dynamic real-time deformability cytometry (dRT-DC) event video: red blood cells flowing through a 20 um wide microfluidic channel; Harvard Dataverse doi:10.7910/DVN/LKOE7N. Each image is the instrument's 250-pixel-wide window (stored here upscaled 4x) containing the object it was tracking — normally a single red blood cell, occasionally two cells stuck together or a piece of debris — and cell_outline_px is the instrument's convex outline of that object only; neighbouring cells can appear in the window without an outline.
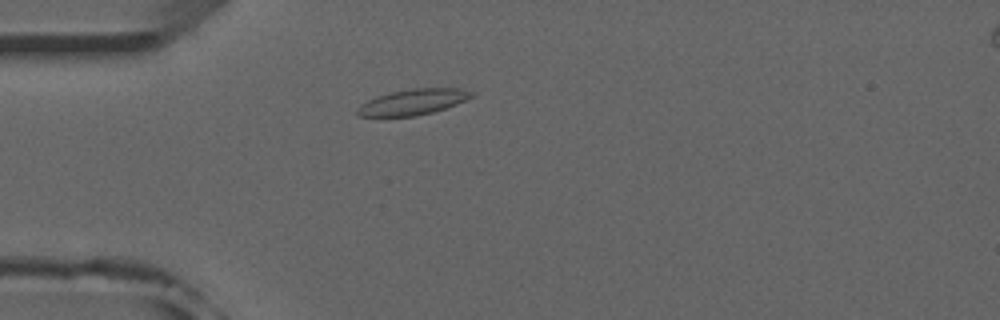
{"species": "common noctule bat (a hibernating species)", "species_latin": "Nyctalus noctula", "temperature_condition": "room temperature", "stored_images_in_passage": 49, "camera_frame_rate_fps": 3000, "um_per_image_px": 0.085, "animal": {"sex": "male", "forearm_length_mm": 52.5}, "frame": {"image": 1, "passage_image": 10, "time_ms": 3.0, "image_size_px": [1000, 320], "cell_outline_px": [[476, 96], [456, 104], [432, 112], [416, 116], [356, 116], [356, 108], [360, 104], [376, 96], [392, 92], [412, 88], [460, 88], [472, 92]], "centroid_in_image_um": [35.09, 8.66], "position_along_channel_um": 49.9, "area_um2": 17.11}}
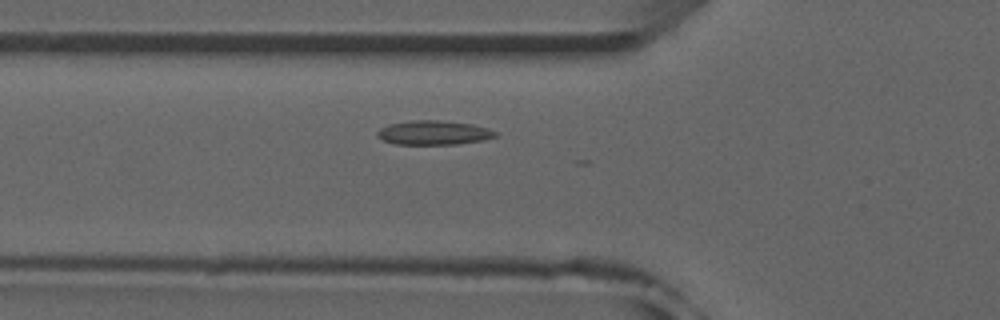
{"frame": {"image": 2, "passage_image": 14, "time_ms": 4.333, "image_size_px": [1000, 320], "cell_outline_px": [[496, 136], [484, 140], [456, 144], [396, 144], [384, 140], [376, 136], [376, 132], [380, 128], [388, 124], [412, 120], [440, 120], [472, 124], [496, 132]], "centroid_in_image_um": [36.81, 11.27], "position_along_channel_um": 89.0, "area_um2": 16.53}}
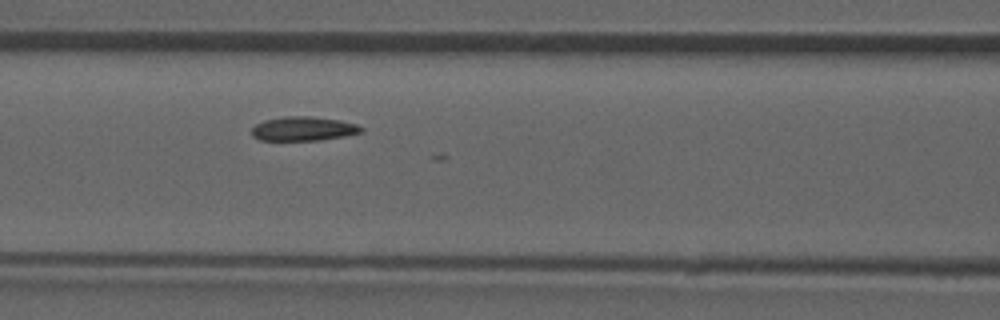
{"frame": {"image": 3, "passage_image": 18, "time_ms": 5.667, "image_size_px": [1000, 320], "cell_outline_px": [[364, 132], [344, 136], [320, 140], [260, 140], [252, 136], [252, 128], [256, 124], [264, 120], [284, 116], [312, 116], [340, 120], [356, 124], [364, 128]], "centroid_in_image_um": [25.8, 10.93], "position_along_channel_um": 140.8, "area_um2": 15.49}}